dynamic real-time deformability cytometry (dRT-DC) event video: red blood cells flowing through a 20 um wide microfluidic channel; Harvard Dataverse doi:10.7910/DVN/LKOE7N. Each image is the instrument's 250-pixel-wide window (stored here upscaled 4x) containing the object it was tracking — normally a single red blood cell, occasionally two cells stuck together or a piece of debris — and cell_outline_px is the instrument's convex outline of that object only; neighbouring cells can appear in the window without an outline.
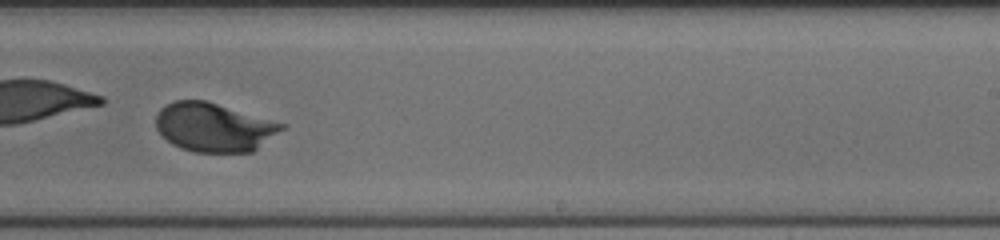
{"species": "human", "species_latin": "Homo sapiens", "temperature_condition": "cold", "stored_images_in_passage": 44, "camera_frame_rate_fps": 3000, "um_per_image_px": 0.085, "donor": {"sex": "female"}, "frame": {"image": 1, "passage_image": 26, "time_ms": 8.333, "image_size_px": [1000, 240], "cell_outline_px": [[288, 124], [284, 128], [252, 152], [192, 152], [180, 148], [172, 144], [156, 128], [156, 116], [160, 108], [164, 104], [172, 100], [204, 100]], "centroid_in_image_um": [18.17, 10.81], "position_along_channel_um": 270.8, "area_um2": 35.78}}
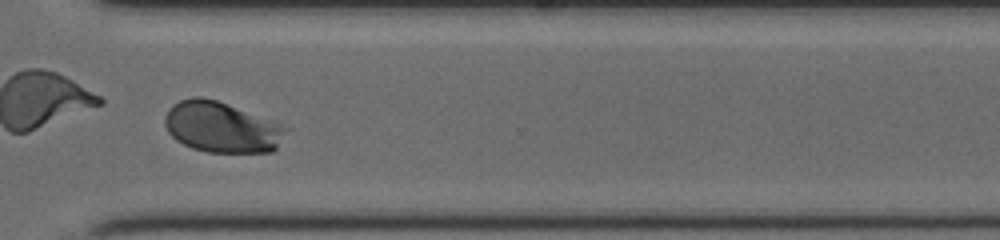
{"frame": {"image": 2, "passage_image": 32, "time_ms": 10.333, "image_size_px": [1000, 240], "cell_outline_px": [[292, 128], [276, 148], [272, 152], [208, 152], [192, 148], [176, 140], [168, 132], [164, 124], [164, 116], [168, 108], [172, 104], [180, 100], [192, 96], [200, 96], [216, 100], [228, 104]], "centroid_in_image_um": [18.84, 10.81], "position_along_channel_um": 351.8, "area_um2": 36.07}}